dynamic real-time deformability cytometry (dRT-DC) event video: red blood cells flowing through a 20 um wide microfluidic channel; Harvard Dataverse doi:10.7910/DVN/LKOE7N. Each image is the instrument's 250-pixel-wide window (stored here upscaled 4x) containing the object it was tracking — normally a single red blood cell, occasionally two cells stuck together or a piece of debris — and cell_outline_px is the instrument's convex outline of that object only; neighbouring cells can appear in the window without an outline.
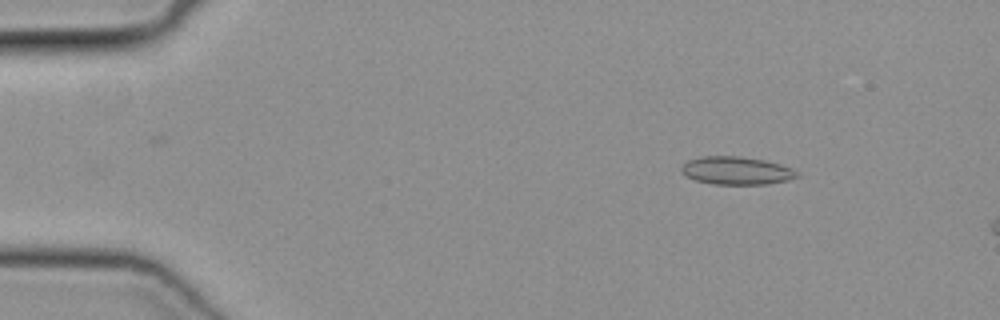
{"species": "common noctule bat (a hibernating species)", "species_latin": "Nyctalus noctula", "temperature_condition": "cold", "stored_images_in_passage": 10, "camera_frame_rate_fps": 3000, "um_per_image_px": 0.085, "animal": {"sex": "female", "body_mass_g": 19.3, "forearm_length_mm": 54.1}, "frame": {"image": 1, "passage_image": 4, "time_ms": 1.0, "image_size_px": [1000, 320], "cell_outline_px": [[800, 176], [788, 180], [768, 184], [712, 184], [696, 180], [684, 176], [680, 172], [680, 164], [688, 160], [700, 156], [740, 156], [764, 160], [780, 164], [792, 168], [800, 172]], "centroid_in_image_um": [62.57, 14.5], "position_along_channel_um": 22.4, "area_um2": 19.19}}